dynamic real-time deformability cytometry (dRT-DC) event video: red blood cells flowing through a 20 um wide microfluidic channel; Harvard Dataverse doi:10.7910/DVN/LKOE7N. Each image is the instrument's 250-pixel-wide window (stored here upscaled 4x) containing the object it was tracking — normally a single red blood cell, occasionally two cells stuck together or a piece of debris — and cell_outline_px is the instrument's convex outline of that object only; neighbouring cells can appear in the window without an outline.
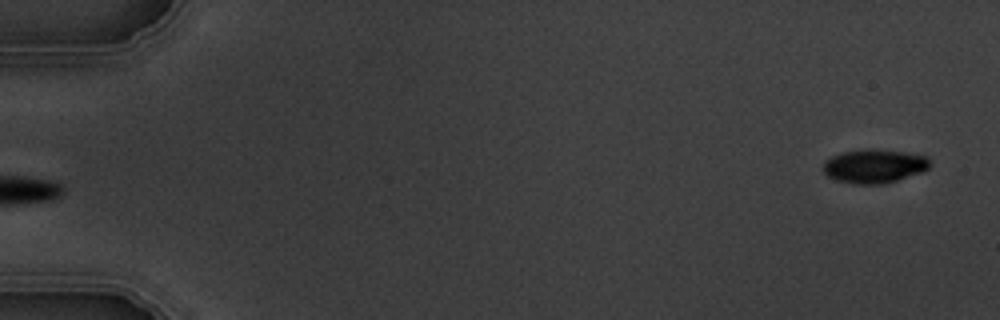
{"species": "common noctule bat (a hibernating species)", "species_latin": "Nyctalus noctula", "temperature_condition": "warm", "stored_images_in_passage": 3, "camera_frame_rate_fps": 3000, "um_per_image_px": 0.085, "animal": {"sex": "male", "body_mass_g": 19.5, "forearm_length_mm": 54.6}, "frame": {"image": 1, "passage_image": 3, "time_ms": 2.667, "image_size_px": [1000, 320], "cell_outline_px": [[928, 168], [920, 172], [884, 184], [852, 184], [836, 180], [828, 176], [824, 172], [824, 160], [840, 152], [868, 148], [872, 148], [904, 152], [928, 156]], "centroid_in_image_um": [74.26, 14.11], "position_along_channel_um": 10.7, "area_um2": 20.98}}